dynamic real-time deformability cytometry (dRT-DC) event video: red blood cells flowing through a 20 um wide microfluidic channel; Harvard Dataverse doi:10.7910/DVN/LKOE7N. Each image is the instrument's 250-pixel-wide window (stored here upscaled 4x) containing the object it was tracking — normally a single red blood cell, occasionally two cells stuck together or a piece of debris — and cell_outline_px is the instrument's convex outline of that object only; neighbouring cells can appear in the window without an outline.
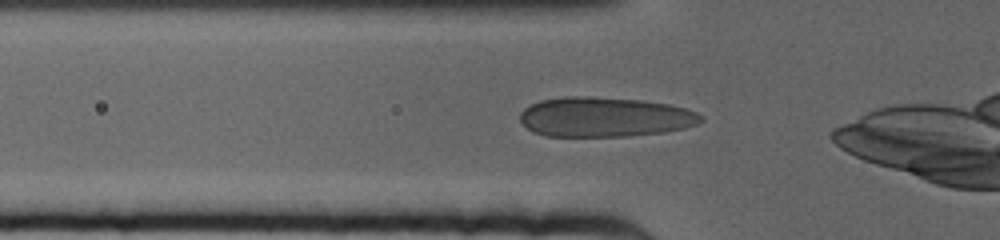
{"species": "human", "species_latin": "Homo sapiens", "temperature_condition": "cold", "stored_images_in_passage": 37, "camera_frame_rate_fps": 3000, "um_per_image_px": 0.085, "donor": {"sex": "female"}, "frame": {"image": 1, "passage_image": 3, "time_ms": 0.667, "image_size_px": [1000, 240], "cell_outline_px": [[704, 120], [696, 124], [684, 128], [664, 132], [628, 136], [544, 136], [532, 132], [520, 120], [520, 112], [524, 108], [540, 100], [564, 96], [588, 96], [640, 100], [668, 104], [684, 108], [696, 112], [704, 116]], "centroid_in_image_um": [51.38, 9.94], "position_along_channel_um": 74.4, "area_um2": 42.02}}
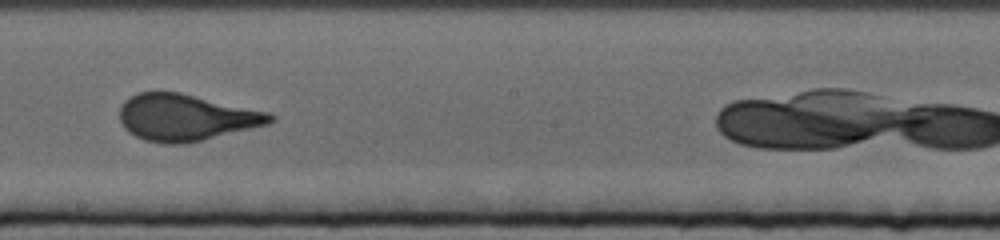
{"frame": {"image": 2, "passage_image": 18, "time_ms": 5.667, "image_size_px": [1000, 240], "cell_outline_px": [[276, 120], [268, 124], [184, 144], [164, 144], [144, 140], [128, 132], [124, 128], [120, 120], [120, 104], [128, 96], [140, 92], [180, 92], [272, 112], [276, 116]], "centroid_in_image_um": [15.81, 9.97], "position_along_channel_um": 232.4, "area_um2": 41.15}}
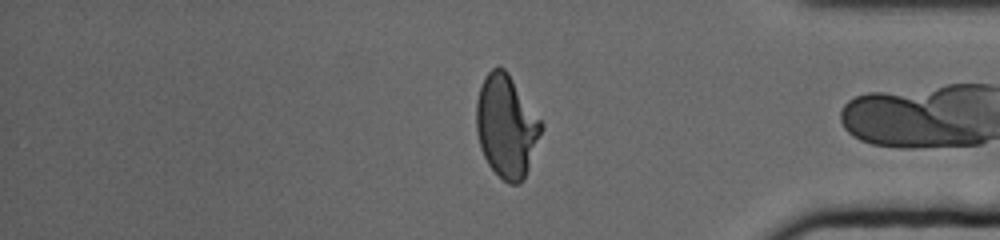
{"frame": {"image": 3, "passage_image": 35, "time_ms": 11.333, "image_size_px": [1000, 240], "cell_outline_px": [[544, 128], [524, 180], [520, 184], [508, 184], [488, 164], [480, 148], [476, 132], [476, 100], [484, 76], [492, 68], [504, 68], [508, 72], [544, 124]], "centroid_in_image_um": [43.05, 10.74], "position_along_channel_um": 392.1, "area_um2": 39.02}, "authors_computed_cell_mechanics": {"area_um2": 40.0554, "velocity_mm_per_s": 3.1577, "shape_relaxation_time_tau1_ms": 7.195, "shape_relaxation_time_tau2_ms": null, "deformation_change_tau1": 0.189, "deformation_change_tau2": null}}